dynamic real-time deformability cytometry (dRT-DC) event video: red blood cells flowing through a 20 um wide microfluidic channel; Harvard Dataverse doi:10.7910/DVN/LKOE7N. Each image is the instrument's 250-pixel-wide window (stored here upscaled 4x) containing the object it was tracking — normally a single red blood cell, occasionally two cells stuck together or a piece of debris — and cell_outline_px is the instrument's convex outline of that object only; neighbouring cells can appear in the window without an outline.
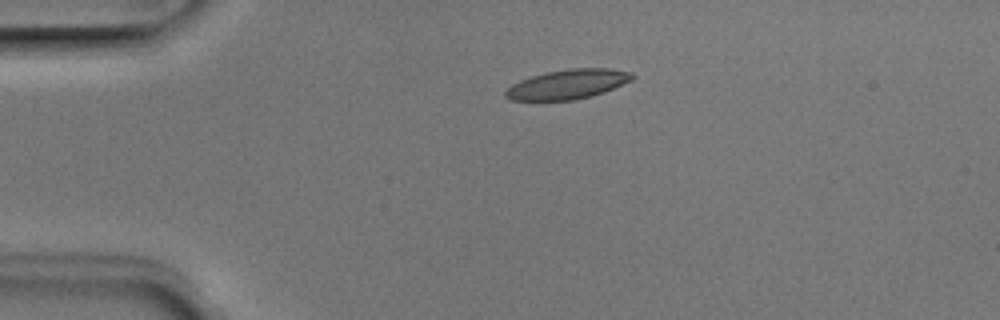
{"species": "Egyptian fruit bat (a non-hibernating species)", "species_latin": "Rousettus aegyptiacus", "temperature_condition": "room temperature", "stored_images_in_passage": 2, "camera_frame_rate_fps": 3000, "um_per_image_px": 0.085, "animal": {"sex": "male"}, "frame": {"image": 1, "passage_image": 1, "time_ms": 0.0, "image_size_px": [1000, 320], "cell_outline_px": [[636, 76], [632, 80], [604, 92], [592, 96], [572, 100], [512, 100], [504, 96], [504, 92], [512, 84], [520, 80], [532, 76], [548, 72], [572, 68], [608, 68], [632, 72]], "centroid_in_image_um": [48.28, 7.16], "position_along_channel_um": 36.7, "area_um2": 21.73}}
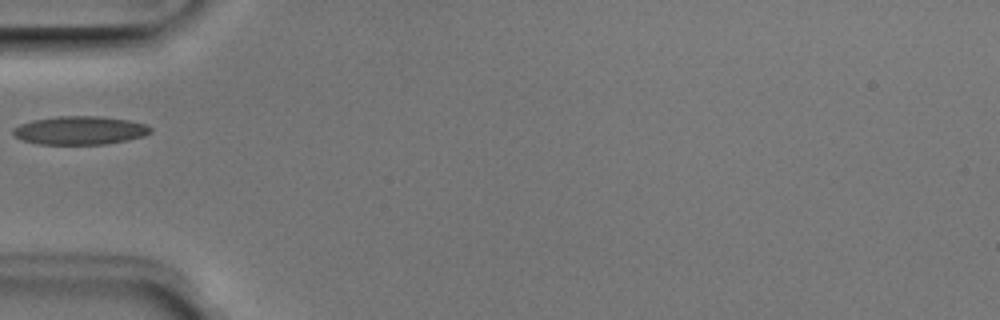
{"frame": {"image": 2, "passage_image": 2, "time_ms": 0.333, "image_size_px": [1000, 320], "cell_outline_px": [[152, 132], [144, 136], [128, 140], [104, 144], [40, 144], [20, 140], [12, 136], [12, 128], [20, 124], [32, 120], [56, 116], [100, 116], [128, 120], [148, 124], [152, 128]], "centroid_in_image_um": [6.78, 11.08], "position_along_channel_um": 78.2, "area_um2": 23.06}}